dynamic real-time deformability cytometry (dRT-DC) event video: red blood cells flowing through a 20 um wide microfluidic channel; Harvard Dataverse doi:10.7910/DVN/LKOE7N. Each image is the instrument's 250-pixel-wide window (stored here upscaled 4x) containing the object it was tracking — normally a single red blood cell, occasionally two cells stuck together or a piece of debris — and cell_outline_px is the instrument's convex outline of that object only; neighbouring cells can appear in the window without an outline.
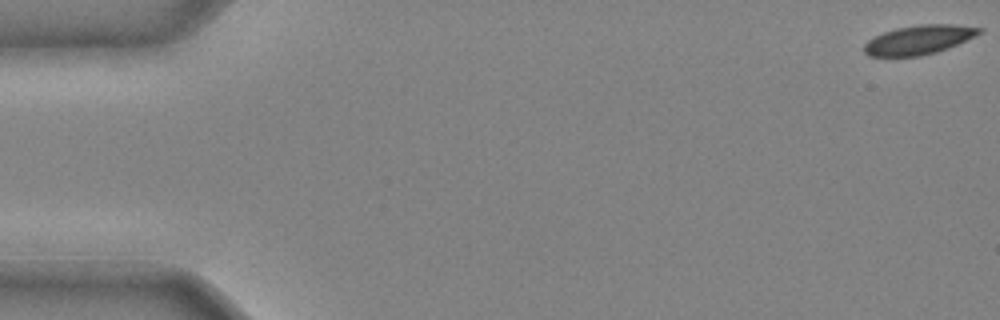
{"species": "common noctule bat (a hibernating species)", "species_latin": "Nyctalus noctula", "temperature_condition": "cold", "stored_images_in_passage": 12, "camera_frame_rate_fps": 3000, "um_per_image_px": 0.085, "animal": {"sex": "male", "body_mass_g": 20.4}, "frame": {"image": 1, "passage_image": 1, "time_ms": 0.0, "image_size_px": [1000, 320], "cell_outline_px": [[984, 32], [948, 48], [936, 52], [920, 56], [868, 56], [864, 52], [864, 44], [868, 40], [884, 32], [896, 28], [920, 24], [952, 24], [984, 28]], "centroid_in_image_um": [78.13, 3.38], "position_along_channel_um": 6.9, "area_um2": 19.54}}